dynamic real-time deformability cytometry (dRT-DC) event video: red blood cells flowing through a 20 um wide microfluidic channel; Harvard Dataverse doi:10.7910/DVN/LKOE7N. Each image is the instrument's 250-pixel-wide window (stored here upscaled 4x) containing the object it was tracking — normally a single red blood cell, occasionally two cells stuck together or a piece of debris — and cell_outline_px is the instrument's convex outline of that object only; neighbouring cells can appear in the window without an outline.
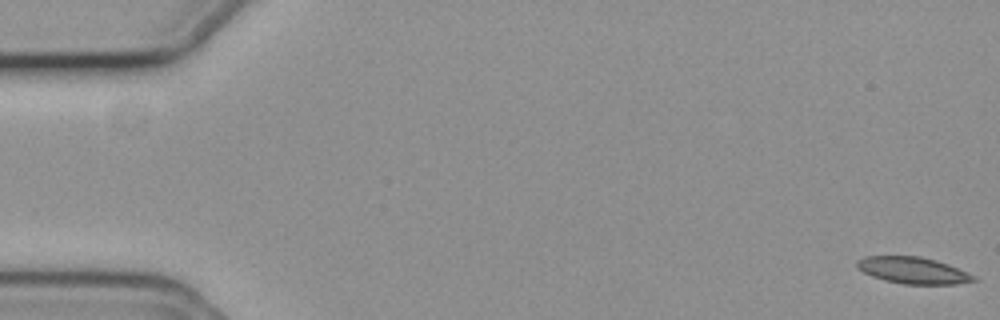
{"species": "common noctule bat (a hibernating species)", "species_latin": "Nyctalus noctula", "temperature_condition": "cold", "stored_images_in_passage": 51, "camera_frame_rate_fps": 3000, "um_per_image_px": 0.085, "animal": {"sex": "female", "body_mass_g": 19.3, "forearm_length_mm": 54.1}, "frame": {"image": 1, "passage_image": 1, "time_ms": 0.0, "image_size_px": [1000, 320], "cell_outline_px": [[980, 280], [956, 284], [904, 284], [884, 280], [872, 276], [864, 272], [856, 264], [856, 260], [864, 256], [920, 256], [936, 260], [948, 264], [976, 276]], "centroid_in_image_um": [77.64, 22.98], "position_along_channel_um": 7.4, "area_um2": 18.09}}
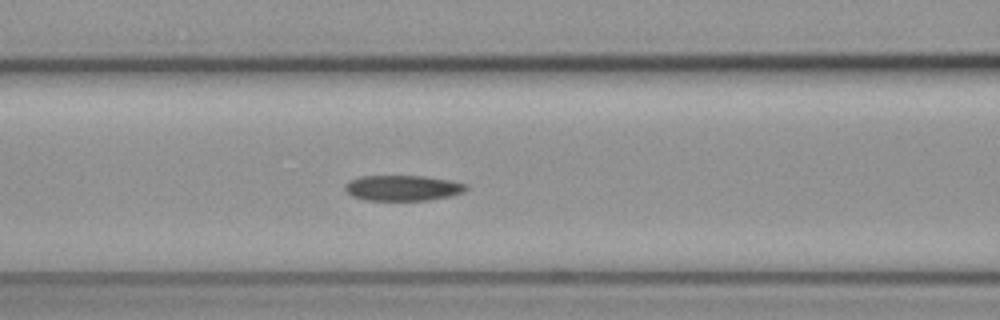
{"frame": {"image": 2, "passage_image": 24, "time_ms": 7.667, "image_size_px": [1000, 320], "cell_outline_px": [[468, 188], [464, 192], [452, 196], [428, 200], [364, 200], [352, 196], [344, 188], [344, 184], [360, 176], [424, 176], [448, 180], [464, 184]], "centroid_in_image_um": [34.22, 15.98], "position_along_channel_um": 132.4, "area_um2": 17.92}}
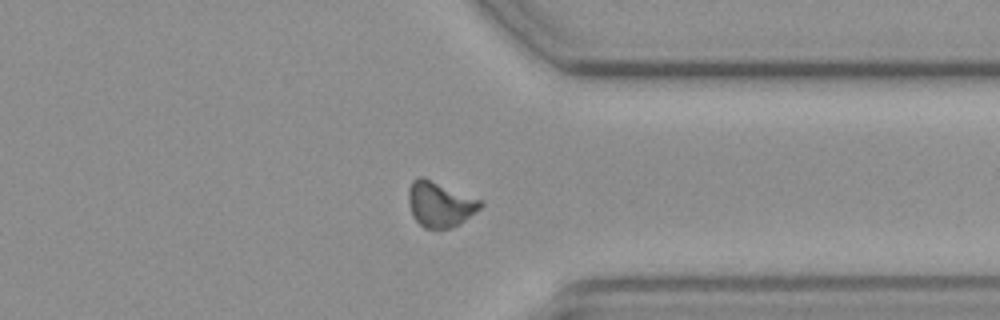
{"frame": {"image": 3, "passage_image": 44, "time_ms": 14.333, "image_size_px": [1000, 320], "cell_outline_px": [[484, 204], [480, 208], [460, 224], [448, 228], [424, 228], [412, 216], [408, 200], [408, 188], [412, 180], [420, 176], [424, 176], [484, 200]], "centroid_in_image_um": [37.4, 17.32], "position_along_channel_um": 374.0, "area_um2": 19.36}}